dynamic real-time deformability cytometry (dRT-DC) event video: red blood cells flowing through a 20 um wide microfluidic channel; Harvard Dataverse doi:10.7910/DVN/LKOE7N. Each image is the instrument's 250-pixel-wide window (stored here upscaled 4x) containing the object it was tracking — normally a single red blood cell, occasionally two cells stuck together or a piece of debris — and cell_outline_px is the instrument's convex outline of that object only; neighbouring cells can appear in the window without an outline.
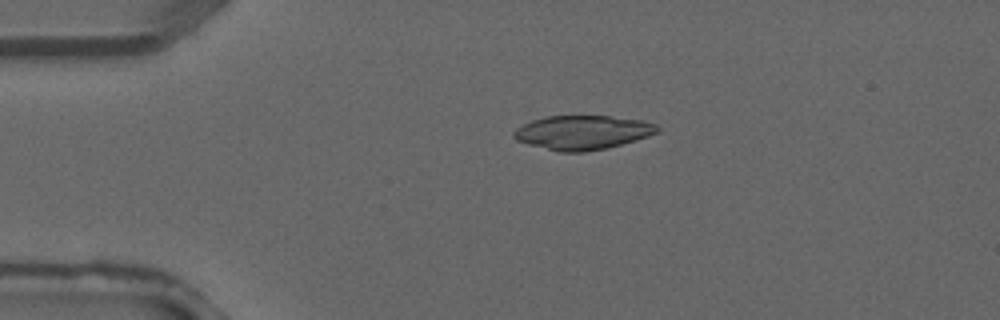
{"species": "common noctule bat (a hibernating species)", "species_latin": "Nyctalus noctula", "temperature_condition": "warm", "stored_images_in_passage": 4, "camera_frame_rate_fps": 3000, "um_per_image_px": 0.085, "animal": {"sex": "male", "forearm_length_mm": 52.5}, "frame": {"image": 1, "passage_image": 4, "time_ms": 1.0, "image_size_px": [1000, 320], "cell_outline_px": [[660, 128], [656, 132], [648, 136], [620, 144], [604, 148], [584, 152], [560, 152], [528, 144], [516, 140], [512, 136], [512, 132], [516, 128], [532, 120], [548, 116], [608, 116], [640, 120], [656, 124]], "centroid_in_image_um": [49.47, 11.26], "position_along_channel_um": 35.5, "area_um2": 28.21}}